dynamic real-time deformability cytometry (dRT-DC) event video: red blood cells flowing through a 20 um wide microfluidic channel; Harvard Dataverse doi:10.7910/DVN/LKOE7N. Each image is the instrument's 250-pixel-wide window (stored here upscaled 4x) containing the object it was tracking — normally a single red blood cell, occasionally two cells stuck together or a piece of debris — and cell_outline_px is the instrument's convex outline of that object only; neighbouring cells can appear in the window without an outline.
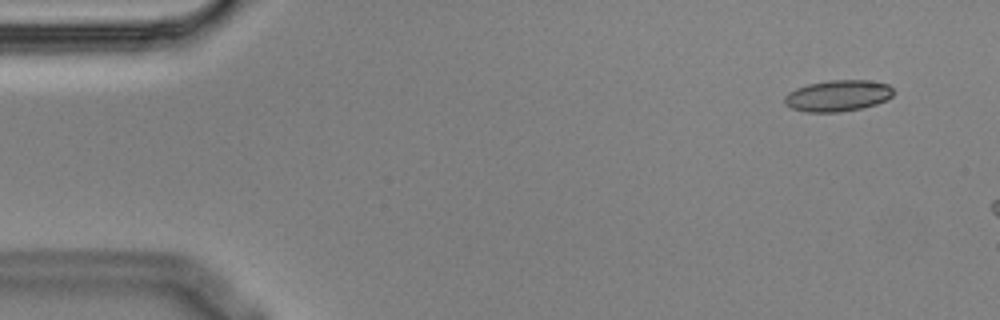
{"species": "Egyptian fruit bat (a non-hibernating species)", "species_latin": "Rousettus aegyptiacus", "temperature_condition": "cold", "stored_images_in_passage": 3, "camera_frame_rate_fps": 3000, "um_per_image_px": 0.085, "animal": {"sex": "male"}, "frame": {"image": 1, "passage_image": 1, "time_ms": 0.0, "image_size_px": [1000, 320], "cell_outline_px": [[892, 96], [888, 100], [876, 104], [860, 108], [840, 112], [804, 112], [792, 108], [784, 104], [784, 96], [788, 92], [796, 88], [808, 84], [828, 80], [868, 80], [888, 84], [892, 88]], "centroid_in_image_um": [71.19, 8.13], "position_along_channel_um": 13.8, "area_um2": 19.94}}